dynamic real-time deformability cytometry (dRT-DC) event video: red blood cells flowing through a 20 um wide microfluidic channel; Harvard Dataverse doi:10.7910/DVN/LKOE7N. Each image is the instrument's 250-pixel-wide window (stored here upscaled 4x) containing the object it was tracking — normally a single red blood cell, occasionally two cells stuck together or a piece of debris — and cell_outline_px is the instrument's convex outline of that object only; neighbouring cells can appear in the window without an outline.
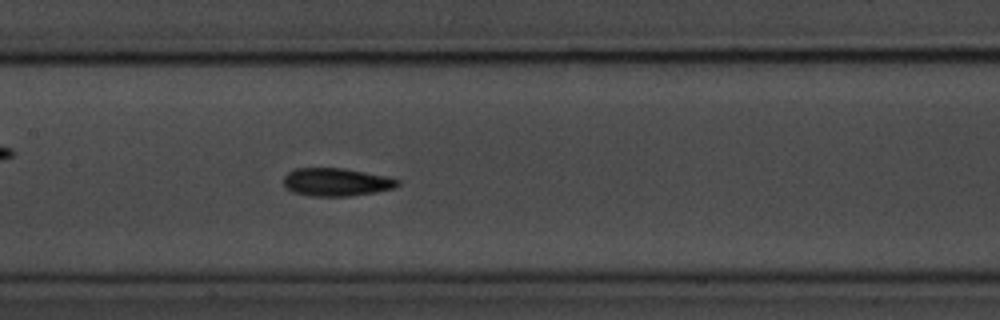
{"species": "common noctule bat (a hibernating species)", "species_latin": "Nyctalus noctula", "temperature_condition": "room temperature", "stored_images_in_passage": 41, "camera_frame_rate_fps": 3000, "um_per_image_px": 0.085, "animal": {"sex": "male", "body_mass_g": 20.1, "forearm_length_mm": 53.5}, "frame": {"image": 1, "passage_image": 18, "time_ms": 5.667, "image_size_px": [1000, 320], "cell_outline_px": [[400, 184], [392, 188], [376, 192], [348, 196], [308, 196], [292, 192], [284, 188], [284, 176], [288, 172], [296, 168], [344, 168], [388, 176], [400, 180]], "centroid_in_image_um": [28.57, 15.47], "position_along_channel_um": 178.8, "area_um2": 18.79}, "authors_computed_cell_mechanics": {"area_um2": 18.3804, "velocity_mm_per_s": 3.6027, "shape_relaxation_time_tau1_ms": 3.3422, "shape_relaxation_time_tau2_ms": 3.7241, "deformation_change_tau1": 0.1366, "deformation_change_tau2": 0.0991}}